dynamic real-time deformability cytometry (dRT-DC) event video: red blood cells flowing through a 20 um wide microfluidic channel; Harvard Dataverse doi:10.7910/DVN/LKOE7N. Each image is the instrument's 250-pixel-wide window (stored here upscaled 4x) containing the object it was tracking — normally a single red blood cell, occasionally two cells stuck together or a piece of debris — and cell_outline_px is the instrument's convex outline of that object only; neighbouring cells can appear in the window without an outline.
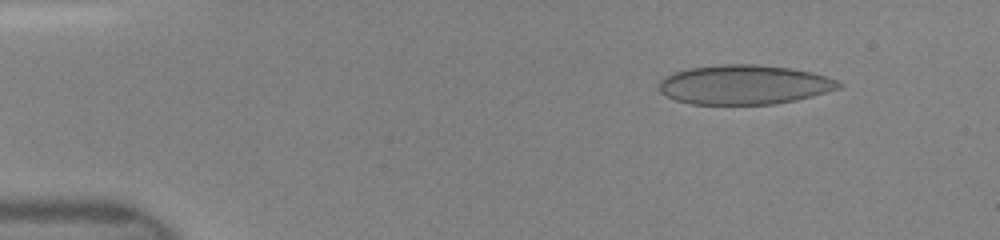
{"species": "human", "species_latin": "Homo sapiens", "temperature_condition": "room temperature", "stored_images_in_passage": 46, "camera_frame_rate_fps": 3000, "um_per_image_px": 0.085, "donor": {"sex": "female"}, "frame": {"image": 1, "passage_image": 5, "time_ms": 1.333, "image_size_px": [1000, 240], "cell_outline_px": [[844, 84], [840, 88], [812, 96], [796, 100], [772, 104], [692, 104], [676, 100], [660, 92], [660, 80], [664, 76], [688, 68], [720, 64], [756, 64], [792, 68], [812, 72], [836, 80]], "centroid_in_image_um": [63.26, 7.19], "position_along_channel_um": 21.7, "area_um2": 41.27}}
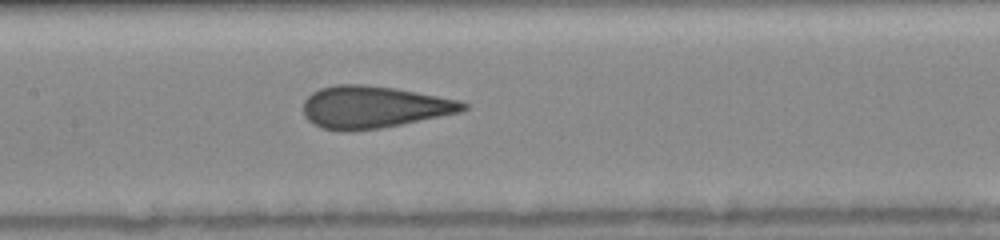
{"frame": {"image": 2, "passage_image": 22, "time_ms": 7.0, "image_size_px": [1000, 240], "cell_outline_px": [[468, 108], [460, 112], [380, 128], [324, 128], [312, 124], [304, 116], [304, 100], [312, 92], [320, 88], [336, 84], [368, 84], [396, 88], [460, 100], [468, 104]], "centroid_in_image_um": [31.79, 9.05], "position_along_channel_um": 175.6, "area_um2": 38.49}}
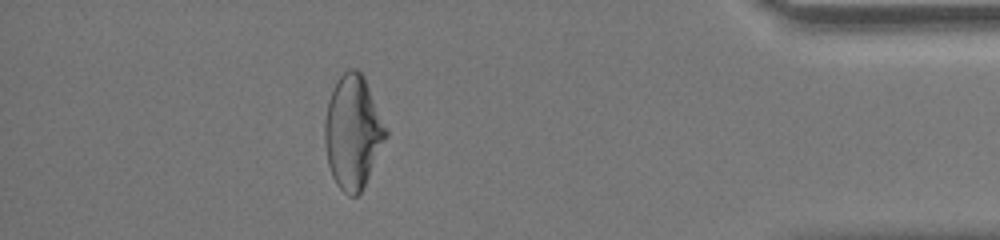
{"frame": {"image": 3, "passage_image": 41, "time_ms": 13.333, "image_size_px": [1000, 240], "cell_outline_px": [[388, 136], [360, 192], [356, 196], [348, 196], [336, 184], [332, 176], [328, 164], [324, 144], [324, 120], [328, 100], [340, 76], [348, 68], [356, 68], [364, 76], [388, 128]], "centroid_in_image_um": [30.0, 11.21], "position_along_channel_um": 405.2, "area_um2": 40.4}}